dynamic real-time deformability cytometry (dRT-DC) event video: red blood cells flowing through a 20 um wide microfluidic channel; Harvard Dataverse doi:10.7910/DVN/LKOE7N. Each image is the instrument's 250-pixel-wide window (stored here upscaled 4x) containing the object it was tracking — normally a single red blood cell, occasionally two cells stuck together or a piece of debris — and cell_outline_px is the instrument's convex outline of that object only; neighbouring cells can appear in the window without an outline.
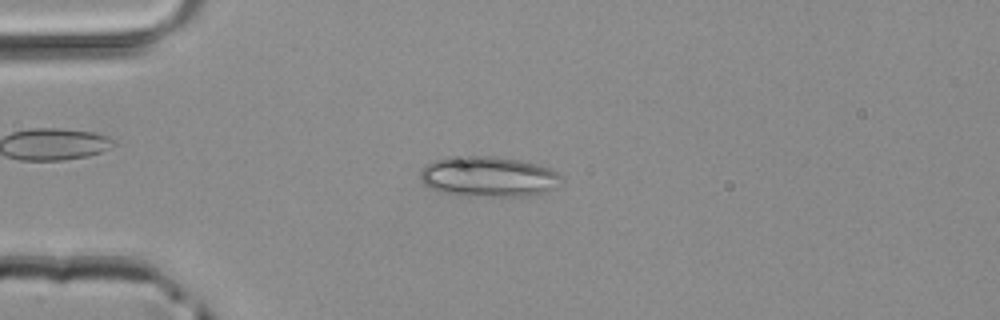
{"species": "common noctule bat (a hibernating species)", "species_latin": "Nyctalus noctula", "temperature_condition": "room temperature", "stored_images_in_passage": 45, "camera_frame_rate_fps": 3000, "um_per_image_px": 0.085, "animal": {"sex": "male", "body_mass_g": 20.4}, "frame": {"image": 1, "passage_image": 11, "time_ms": 3.333, "image_size_px": [1000, 320], "cell_outline_px": [[560, 176], [552, 188], [548, 192], [528, 196], [504, 196], [440, 192], [428, 188], [420, 180], [420, 172], [428, 164], [436, 160], [448, 156], [496, 156], [520, 160], [548, 168], [560, 172]], "centroid_in_image_um": [41.49, 14.99], "position_along_channel_um": 43.5, "area_um2": 32.66}}
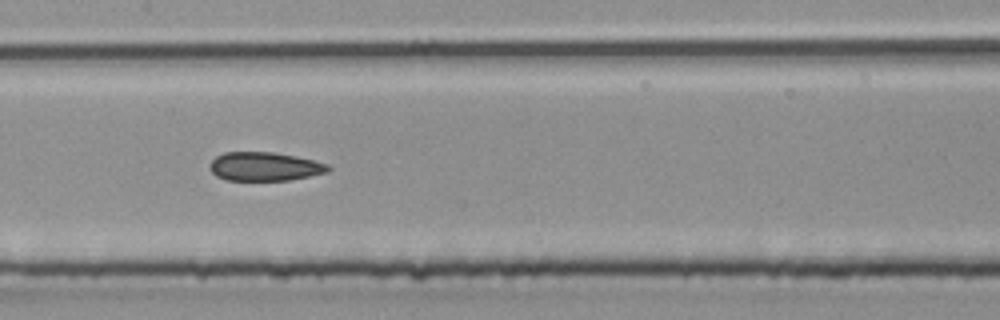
{"frame": {"image": 2, "passage_image": 22, "time_ms": 7.0, "image_size_px": [1000, 320], "cell_outline_px": [[332, 168], [328, 172], [288, 180], [228, 180], [216, 176], [208, 168], [212, 160], [216, 156], [224, 152], [272, 152], [296, 156], [328, 164]], "centroid_in_image_um": [22.48, 14.15], "position_along_channel_um": 184.9, "area_um2": 19.77}}
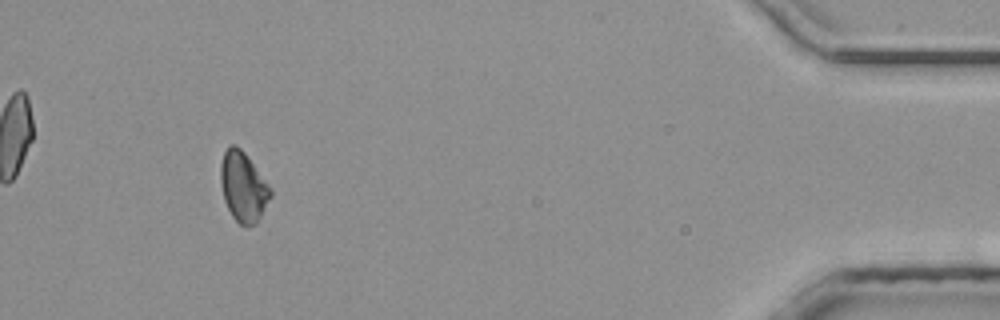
{"frame": {"image": 3, "passage_image": 42, "time_ms": 13.667, "image_size_px": [1000, 320], "cell_outline_px": [[272, 196], [256, 224], [248, 228], [244, 228], [232, 216], [224, 200], [220, 180], [220, 164], [224, 152], [228, 144], [236, 144], [244, 152], [272, 188]], "centroid_in_image_um": [20.68, 15.89], "position_along_channel_um": 414.5, "area_um2": 20.58}}